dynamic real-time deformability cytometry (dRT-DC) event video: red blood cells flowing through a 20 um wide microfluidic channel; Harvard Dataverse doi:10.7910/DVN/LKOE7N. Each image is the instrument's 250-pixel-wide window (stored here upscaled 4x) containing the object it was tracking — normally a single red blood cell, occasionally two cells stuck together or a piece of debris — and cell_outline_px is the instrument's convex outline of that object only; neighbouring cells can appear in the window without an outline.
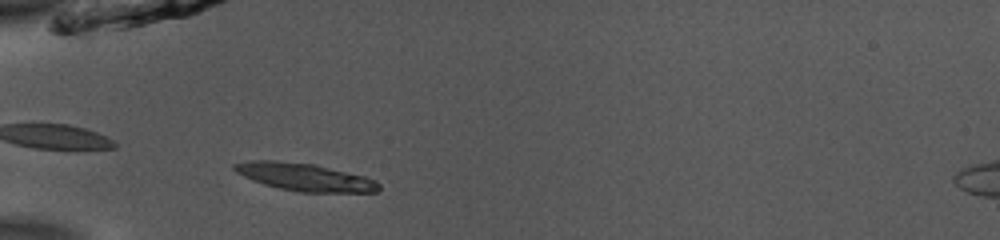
{"species": "common noctule bat (a hibernating species)", "species_latin": "Nyctalus noctula", "temperature_condition": "room temperature", "stored_images_in_passage": 37, "camera_frame_rate_fps": 3000, "um_per_image_px": 0.085, "animal": {"sex": "male", "body_mass_g": 13.0, "forearm_length_mm": 53.1}, "frame": {"image": 1, "passage_image": 2, "time_ms": 0.333, "image_size_px": [1000, 240], "cell_outline_px": [[380, 188], [376, 192], [300, 192], [280, 188], [264, 184], [252, 180], [236, 172], [232, 168], [232, 164], [252, 160], [272, 160], [316, 164], [364, 176], [376, 180], [380, 184]], "centroid_in_image_um": [25.9, 15.04], "position_along_channel_um": 59.1, "area_um2": 23.24}}
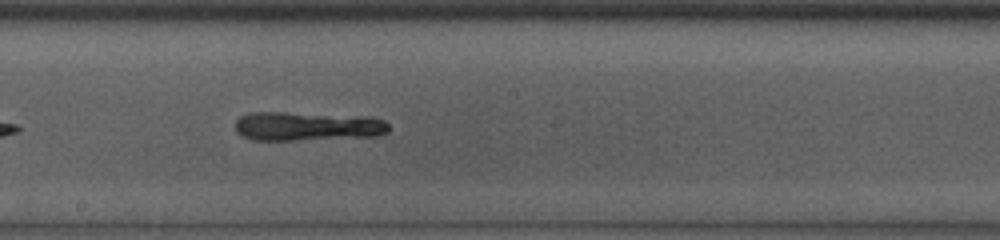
{"frame": {"image": 2, "passage_image": 15, "time_ms": 4.667, "image_size_px": [1000, 240], "cell_outline_px": [[392, 128], [388, 132], [376, 136], [292, 140], [252, 140], [236, 132], [236, 120], [240, 116], [248, 112], [284, 112], [368, 116], [384, 120]], "centroid_in_image_um": [26.14, 10.72], "position_along_channel_um": 222.1, "area_um2": 26.18}}
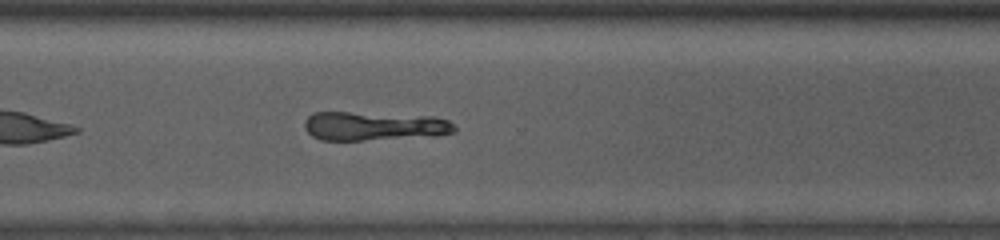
{"frame": {"image": 3, "passage_image": 24, "time_ms": 7.667, "image_size_px": [1000, 240], "cell_outline_px": [[456, 132], [436, 136], [364, 140], [320, 140], [312, 136], [304, 128], [304, 120], [312, 112], [348, 112], [436, 116], [448, 120], [456, 128]], "centroid_in_image_um": [31.8, 10.71], "position_along_channel_um": 338.8, "area_um2": 25.55}}